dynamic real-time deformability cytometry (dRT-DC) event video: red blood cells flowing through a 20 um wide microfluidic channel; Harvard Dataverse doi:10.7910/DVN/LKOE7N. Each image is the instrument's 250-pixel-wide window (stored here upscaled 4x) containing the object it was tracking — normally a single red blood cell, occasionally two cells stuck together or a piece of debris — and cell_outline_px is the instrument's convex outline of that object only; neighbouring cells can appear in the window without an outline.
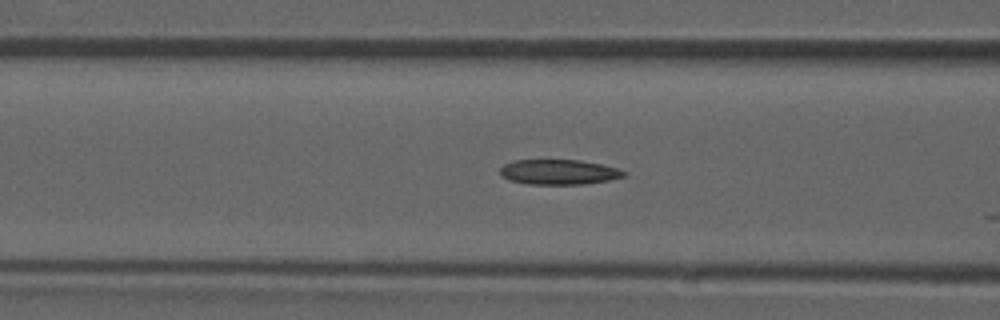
{"species": "common noctule bat (a hibernating species)", "species_latin": "Nyctalus noctula", "temperature_condition": "room temperature", "stored_images_in_passage": 25, "camera_frame_rate_fps": 3000, "um_per_image_px": 0.085, "animal": {"sex": "male", "forearm_length_mm": 52.5}, "frame": {"image": 1, "passage_image": 21, "time_ms": 6.667, "image_size_px": [1000, 320], "cell_outline_px": [[628, 172], [624, 176], [608, 180], [584, 184], [528, 184], [508, 180], [500, 176], [500, 168], [504, 164], [512, 160], [580, 160], [600, 164], [616, 168]], "centroid_in_image_um": [47.45, 14.62], "position_along_channel_um": 119.2, "area_um2": 18.09}}